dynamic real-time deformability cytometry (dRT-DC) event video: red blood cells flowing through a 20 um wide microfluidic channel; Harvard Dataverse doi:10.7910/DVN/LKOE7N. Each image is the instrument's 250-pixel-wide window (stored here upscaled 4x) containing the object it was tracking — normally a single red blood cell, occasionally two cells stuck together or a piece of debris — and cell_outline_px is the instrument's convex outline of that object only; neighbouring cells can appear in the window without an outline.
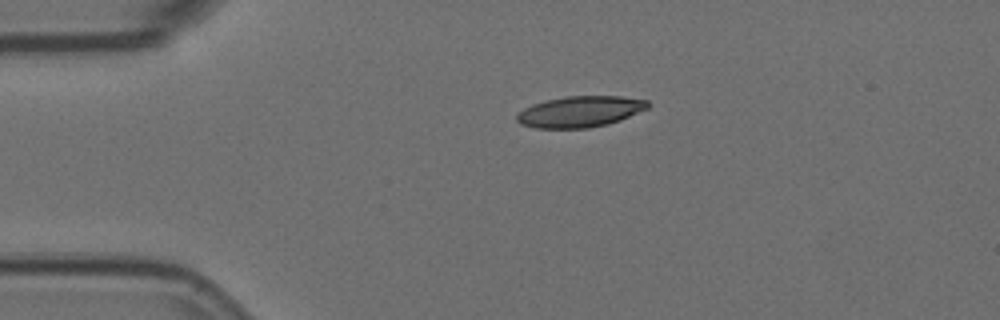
{"species": "Egyptian fruit bat (a non-hibernating species)", "species_latin": "Rousettus aegyptiacus", "temperature_condition": "room temperature", "stored_images_in_passage": 2, "camera_frame_rate_fps": 3000, "um_per_image_px": 0.085, "animal": {"sex": "female"}, "frame": {"image": 1, "passage_image": 1, "time_ms": 0.0, "image_size_px": [1000, 320], "cell_outline_px": [[652, 104], [648, 108], [620, 120], [608, 124], [588, 128], [536, 128], [520, 124], [516, 120], [516, 116], [524, 108], [532, 104], [548, 100], [568, 96], [620, 96], [648, 100]], "centroid_in_image_um": [49.33, 9.49], "position_along_channel_um": 35.7, "area_um2": 23.7}}